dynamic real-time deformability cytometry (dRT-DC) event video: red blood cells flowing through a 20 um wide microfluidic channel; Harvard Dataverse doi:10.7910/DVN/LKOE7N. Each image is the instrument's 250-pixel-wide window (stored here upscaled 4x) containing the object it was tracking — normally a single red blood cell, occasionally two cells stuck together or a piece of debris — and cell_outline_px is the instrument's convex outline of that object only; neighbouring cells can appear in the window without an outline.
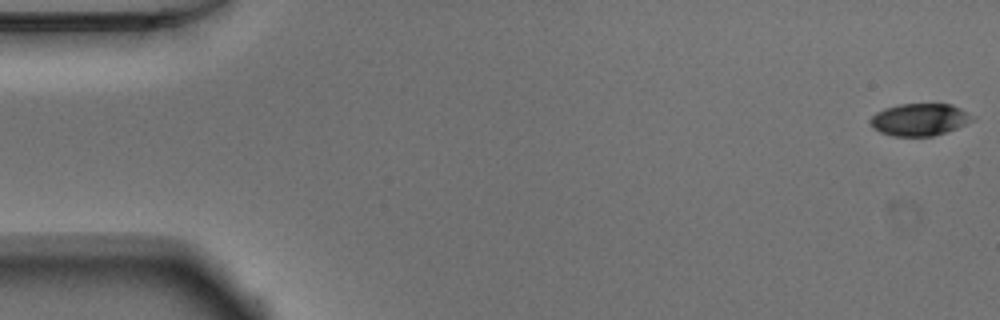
{"species": "Egyptian fruit bat (a non-hibernating species)", "species_latin": "Rousettus aegyptiacus", "temperature_condition": "warm", "stored_images_in_passage": 47, "camera_frame_rate_fps": 3000, "um_per_image_px": 0.085, "animal": {"sex": "male"}, "frame": {"image": 1, "passage_image": 1, "time_ms": 0.0, "image_size_px": [1000, 320], "cell_outline_px": [[976, 120], [956, 128], [932, 136], [892, 136], [880, 132], [872, 128], [868, 120], [876, 112], [884, 108], [900, 104], [952, 104], [976, 116]], "centroid_in_image_um": [78.17, 10.16], "position_along_channel_um": 6.8, "area_um2": 19.36}}
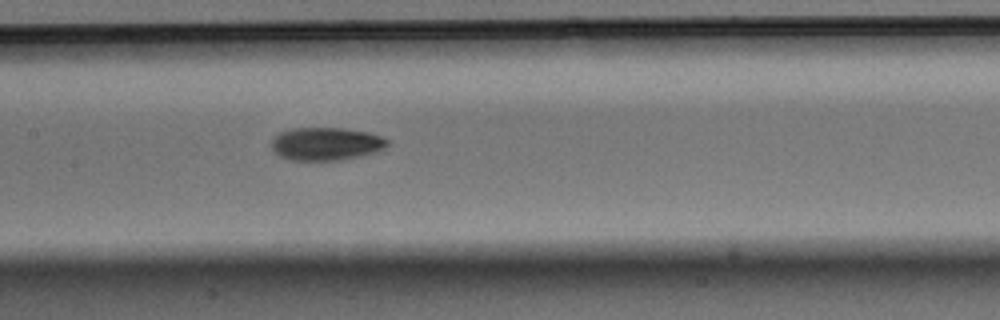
{"frame": {"image": 2, "passage_image": 25, "time_ms": 8.0, "image_size_px": [1000, 320], "cell_outline_px": [[388, 144], [384, 148], [376, 152], [364, 156], [340, 160], [292, 160], [280, 156], [272, 148], [272, 140], [280, 132], [292, 128], [344, 128], [368, 132], [380, 136], [388, 140]], "centroid_in_image_um": [27.74, 12.23], "position_along_channel_um": 179.7, "area_um2": 22.25}}
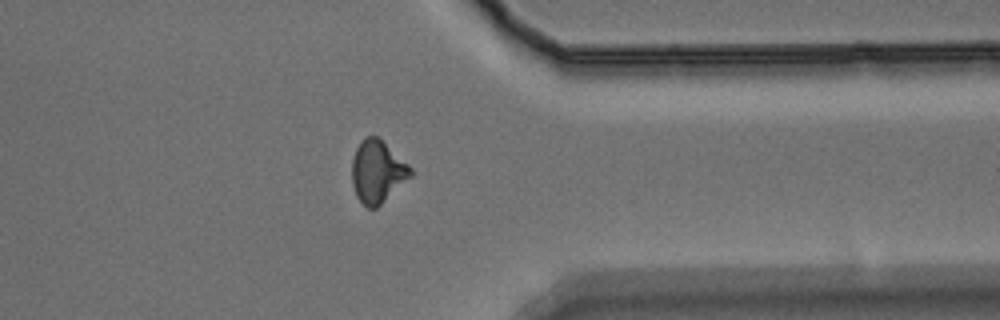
{"frame": {"image": 3, "passage_image": 41, "time_ms": 13.333, "image_size_px": [1000, 320], "cell_outline_px": [[412, 176], [376, 208], [368, 208], [356, 196], [352, 184], [352, 160], [356, 148], [360, 140], [364, 136], [380, 136], [412, 168]], "centroid_in_image_um": [32.08, 14.54], "position_along_channel_um": 379.3, "area_um2": 21.5}}